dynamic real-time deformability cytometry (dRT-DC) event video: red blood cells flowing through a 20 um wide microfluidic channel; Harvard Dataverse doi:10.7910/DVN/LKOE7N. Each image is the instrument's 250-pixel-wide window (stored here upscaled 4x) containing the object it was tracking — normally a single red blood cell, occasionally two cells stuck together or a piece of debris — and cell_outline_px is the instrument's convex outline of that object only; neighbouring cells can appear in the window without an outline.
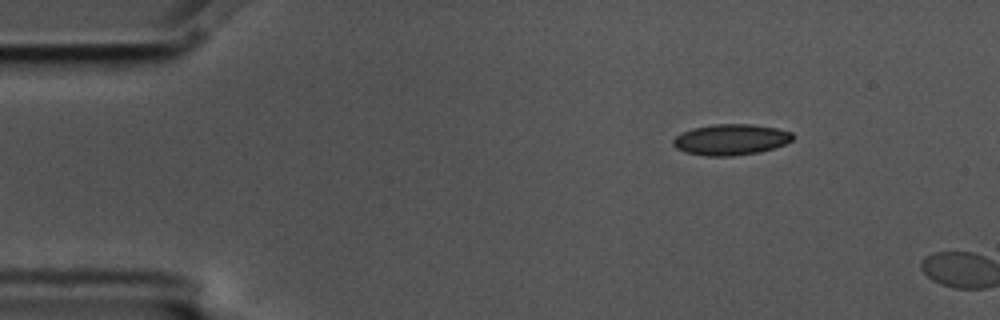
{"species": "common noctule bat (a hibernating species)", "species_latin": "Nyctalus noctula", "temperature_condition": "cold", "stored_images_in_passage": 2, "camera_frame_rate_fps": 3000, "um_per_image_px": 0.085, "animal": {"sex": "male", "body_mass_g": 17.5, "forearm_length_mm": 52.3}, "frame": {"image": 1, "passage_image": 1, "time_ms": 0.0, "image_size_px": [1000, 320], "cell_outline_px": [[792, 140], [784, 144], [760, 152], [732, 156], [708, 156], [684, 152], [676, 148], [672, 144], [672, 140], [676, 136], [692, 128], [716, 124], [752, 124], [776, 128], [792, 132]], "centroid_in_image_um": [62.1, 11.87], "position_along_channel_um": 22.9, "area_um2": 21.44}}